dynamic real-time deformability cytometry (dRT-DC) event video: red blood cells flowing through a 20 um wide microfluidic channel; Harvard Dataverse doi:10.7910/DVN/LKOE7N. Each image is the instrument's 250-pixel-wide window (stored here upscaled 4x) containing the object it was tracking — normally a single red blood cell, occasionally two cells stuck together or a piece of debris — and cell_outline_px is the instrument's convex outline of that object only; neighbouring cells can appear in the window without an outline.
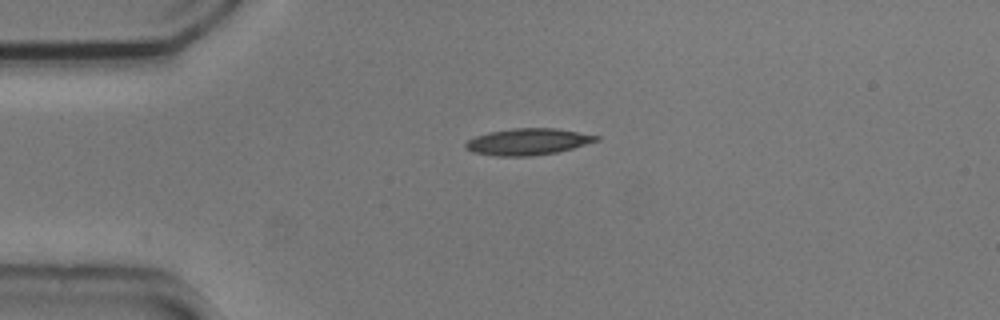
{"species": "common noctule bat (a hibernating species)", "species_latin": "Nyctalus noctula", "temperature_condition": "cold", "stored_images_in_passage": 28, "camera_frame_rate_fps": 3000, "um_per_image_px": 0.085, "animal": {"sex": "male", "body_mass_g": 20.5, "forearm_length_mm": 52.5}, "frame": {"image": 1, "passage_image": 1, "time_ms": 0.0, "image_size_px": [1000, 320], "cell_outline_px": [[600, 140], [572, 148], [556, 152], [532, 156], [496, 156], [472, 152], [464, 148], [464, 144], [468, 140], [476, 136], [488, 132], [512, 128], [556, 128], [600, 136]], "centroid_in_image_um": [44.84, 12.04], "position_along_channel_um": 40.2, "area_um2": 20.23}}
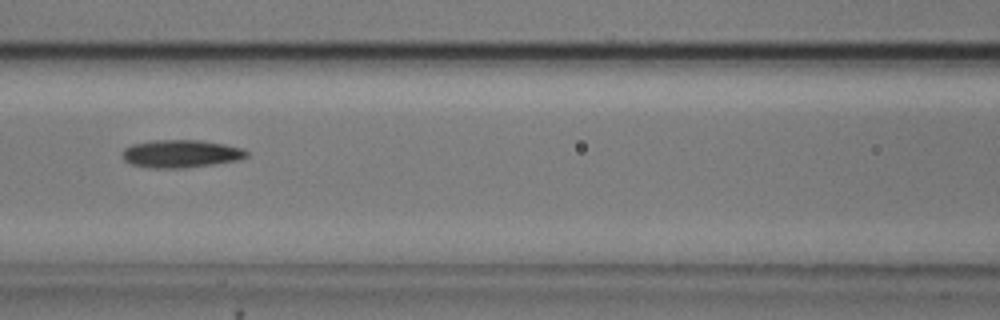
{"frame": {"image": 2, "passage_image": 12, "time_ms": 3.667, "image_size_px": [1000, 320], "cell_outline_px": [[248, 156], [236, 160], [212, 164], [184, 168], [148, 168], [132, 164], [124, 160], [120, 152], [124, 148], [132, 144], [152, 140], [200, 140], [224, 144], [244, 148], [248, 152]], "centroid_in_image_um": [15.34, 13.06], "position_along_channel_um": 151.3, "area_um2": 20.23}}
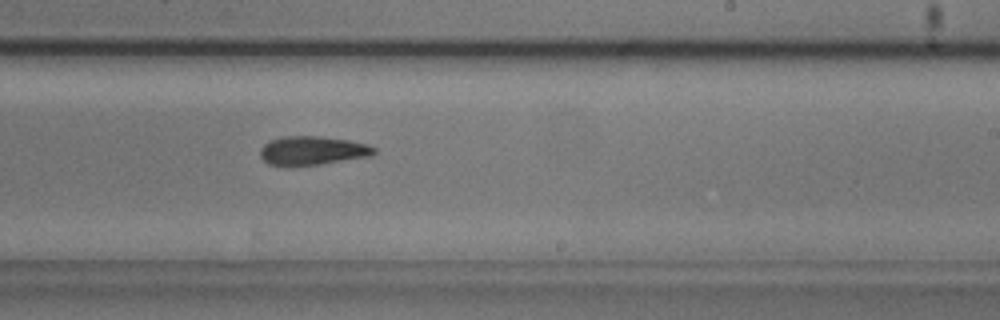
{"frame": {"image": 3, "passage_image": 21, "time_ms": 6.667, "image_size_px": [1000, 320], "cell_outline_px": [[376, 152], [372, 156], [320, 164], [292, 168], [288, 168], [268, 164], [260, 156], [260, 148], [264, 144], [272, 140], [284, 136], [320, 136], [348, 140], [368, 144], [376, 148]], "centroid_in_image_um": [26.54, 12.83], "position_along_channel_um": 262.5, "area_um2": 19.59}}